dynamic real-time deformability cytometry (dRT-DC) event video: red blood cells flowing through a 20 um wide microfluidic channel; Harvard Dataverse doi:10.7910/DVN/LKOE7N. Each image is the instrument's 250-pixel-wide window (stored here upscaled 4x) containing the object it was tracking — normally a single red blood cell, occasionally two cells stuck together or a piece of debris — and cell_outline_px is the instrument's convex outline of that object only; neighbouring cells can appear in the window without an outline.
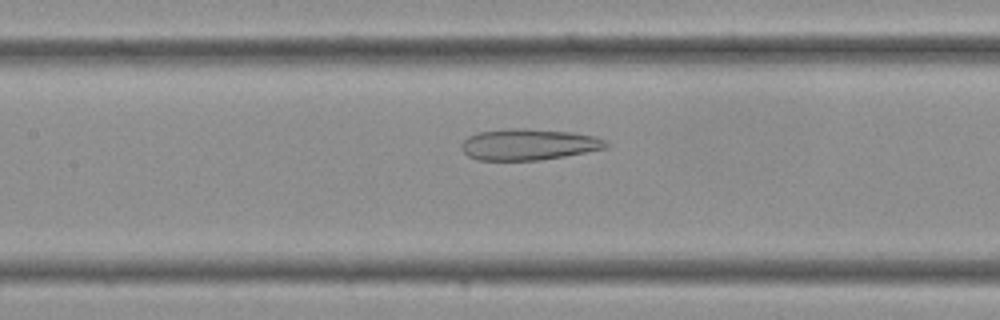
{"species": "Egyptian fruit bat (a non-hibernating species)", "species_latin": "Rousettus aegyptiacus", "temperature_condition": "cold", "stored_images_in_passage": 36, "camera_frame_rate_fps": 3000, "um_per_image_px": 0.085, "frame": {"image": 1, "passage_image": 16, "time_ms": 5.0, "image_size_px": [1000, 320], "cell_outline_px": [[608, 148], [564, 156], [540, 160], [476, 160], [468, 156], [460, 148], [460, 144], [468, 136], [480, 132], [508, 128], [524, 128], [572, 132], [596, 136], [608, 140]], "centroid_in_image_um": [44.95, 12.27], "position_along_channel_um": 162.5, "area_um2": 26.53}}
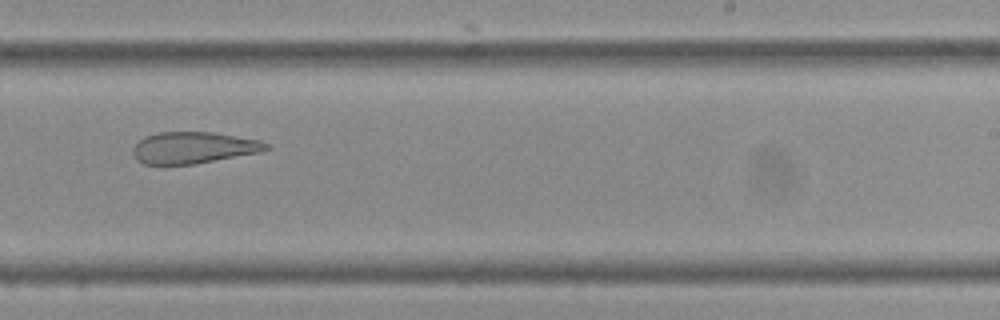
{"frame": {"image": 2, "passage_image": 22, "time_ms": 7.0, "image_size_px": [1000, 320], "cell_outline_px": [[272, 148], [260, 152], [192, 164], [164, 168], [144, 164], [136, 160], [132, 152], [132, 148], [144, 136], [156, 132], [212, 132], [260, 140], [268, 144]], "centroid_in_image_um": [16.36, 12.58], "position_along_channel_um": 272.6, "area_um2": 25.14}}
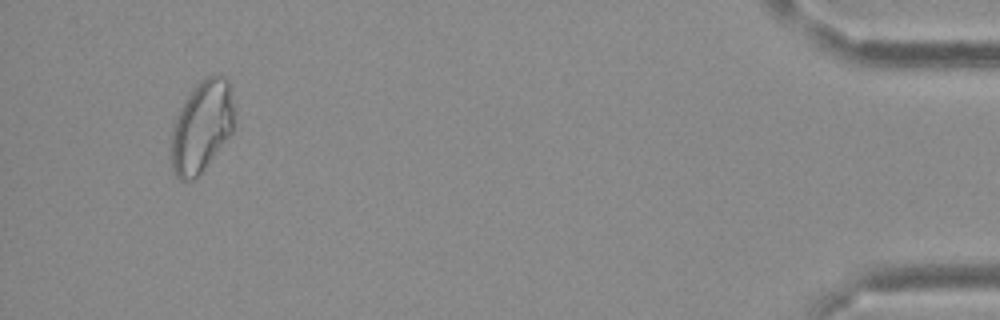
{"frame": {"image": 3, "passage_image": 34, "time_ms": 11.0, "image_size_px": [1000, 320], "cell_outline_px": [[232, 132], [200, 176], [196, 180], [180, 180], [176, 176], [172, 168], [168, 156], [168, 152], [172, 124], [180, 108], [196, 84], [200, 80], [216, 72], [228, 76], [232, 104]], "centroid_in_image_um": [17.08, 10.8], "position_along_channel_um": 418.1, "area_um2": 34.39}}